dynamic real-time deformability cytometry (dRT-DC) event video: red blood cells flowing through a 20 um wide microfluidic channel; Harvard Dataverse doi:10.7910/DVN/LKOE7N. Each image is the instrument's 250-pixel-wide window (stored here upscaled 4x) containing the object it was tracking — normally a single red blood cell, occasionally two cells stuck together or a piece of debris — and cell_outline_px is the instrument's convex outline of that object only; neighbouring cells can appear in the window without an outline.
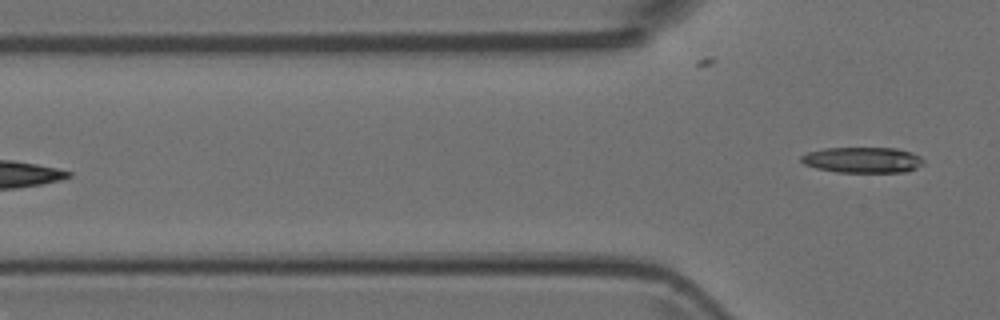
{"species": "Egyptian fruit bat (a non-hibernating species)", "species_latin": "Rousettus aegyptiacus", "temperature_condition": "room temperature", "stored_images_in_passage": 6, "camera_frame_rate_fps": 3000, "um_per_image_px": 0.085, "animal": {"sex": "female"}, "frame": {"image": 1, "passage_image": 6, "time_ms": 1.667, "image_size_px": [1000, 320], "cell_outline_px": [[924, 164], [916, 168], [904, 172], [836, 172], [816, 168], [804, 164], [800, 160], [800, 156], [808, 152], [824, 148], [896, 148], [912, 152], [920, 156], [924, 160]], "centroid_in_image_um": [73.33, 13.59], "position_along_channel_um": 52.5, "area_um2": 18.44}}